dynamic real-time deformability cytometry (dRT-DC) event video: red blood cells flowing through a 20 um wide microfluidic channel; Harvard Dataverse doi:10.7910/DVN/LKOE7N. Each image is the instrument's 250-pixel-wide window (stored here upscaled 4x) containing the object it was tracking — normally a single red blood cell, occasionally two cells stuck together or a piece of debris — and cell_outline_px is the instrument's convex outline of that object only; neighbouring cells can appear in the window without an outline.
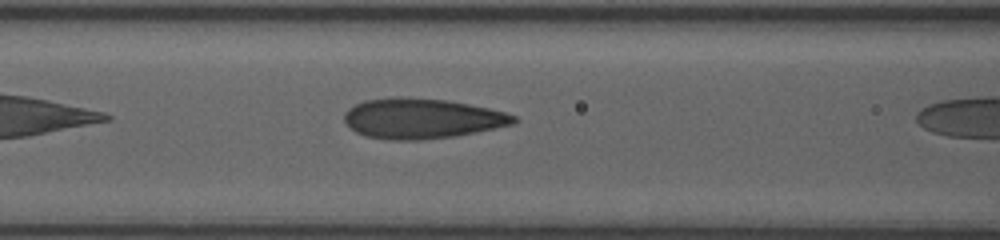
{"species": "human", "species_latin": "Homo sapiens", "temperature_condition": "room temperature", "stored_images_in_passage": 16, "camera_frame_rate_fps": 3000, "um_per_image_px": 0.085, "donor": {"sex": "female"}, "frame": {"image": 1, "passage_image": 5, "time_ms": 1.333, "image_size_px": [1000, 240], "cell_outline_px": [[516, 120], [512, 124], [452, 136], [420, 140], [388, 140], [368, 136], [356, 132], [344, 120], [344, 116], [356, 104], [368, 100], [400, 96], [444, 100], [488, 108], [504, 112], [516, 116]], "centroid_in_image_um": [35.84, 10.07], "position_along_channel_um": 130.8, "area_um2": 38.78}}
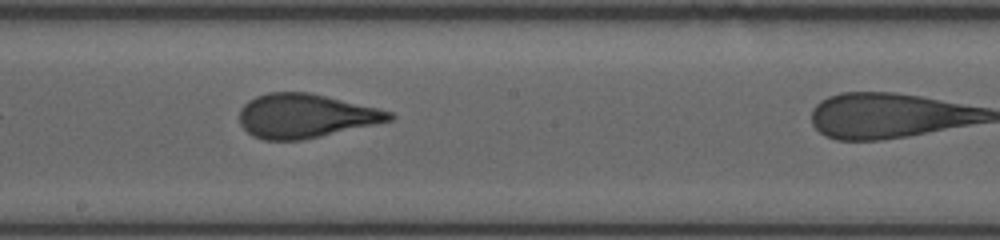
{"frame": {"image": 2, "passage_image": 12, "time_ms": 3.667, "image_size_px": [1000, 240], "cell_outline_px": [[396, 116], [392, 120], [320, 136], [300, 140], [264, 140], [252, 136], [240, 124], [240, 108], [248, 100], [256, 96], [268, 92], [308, 92], [376, 108], [392, 112]], "centroid_in_image_um": [25.91, 9.85], "position_along_channel_um": 222.3, "area_um2": 38.03}}